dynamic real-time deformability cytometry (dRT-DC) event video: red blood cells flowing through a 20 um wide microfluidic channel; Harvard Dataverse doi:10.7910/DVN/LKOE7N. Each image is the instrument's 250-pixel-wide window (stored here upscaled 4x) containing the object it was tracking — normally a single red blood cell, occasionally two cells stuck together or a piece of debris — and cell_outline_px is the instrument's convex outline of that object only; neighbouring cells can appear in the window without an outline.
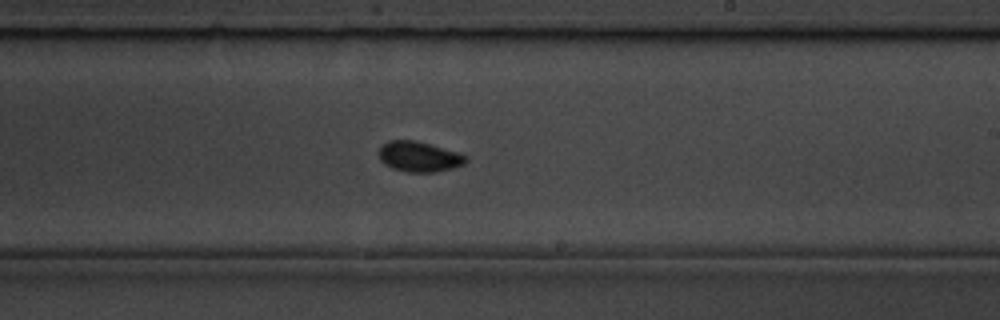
{"species": "common noctule bat (a hibernating species)", "species_latin": "Nyctalus noctula", "temperature_condition": "room temperature", "stored_images_in_passage": 46, "camera_frame_rate_fps": 3000, "um_per_image_px": 0.085, "animal": {"sex": "male", "body_mass_g": 19.5, "forearm_length_mm": 54.6}, "frame": {"image": 1, "passage_image": 27, "time_ms": 8.667, "image_size_px": [1000, 320], "cell_outline_px": [[468, 160], [464, 164], [452, 168], [436, 172], [408, 172], [392, 168], [384, 164], [380, 160], [376, 152], [380, 144], [388, 140], [416, 140], [460, 152], [468, 156]], "centroid_in_image_um": [35.59, 13.3], "position_along_channel_um": 253.4, "area_um2": 15.84}, "authors_computed_cell_mechanics": {"area_um2": 15.0569, "velocity_mm_per_s": 3.7914, "shape_relaxation_time_tau1_ms": 3.3101, "shape_relaxation_time_tau2_ms": 0.958, "deformation_change_tau1": 0.059, "deformation_change_tau2": 0.049}}